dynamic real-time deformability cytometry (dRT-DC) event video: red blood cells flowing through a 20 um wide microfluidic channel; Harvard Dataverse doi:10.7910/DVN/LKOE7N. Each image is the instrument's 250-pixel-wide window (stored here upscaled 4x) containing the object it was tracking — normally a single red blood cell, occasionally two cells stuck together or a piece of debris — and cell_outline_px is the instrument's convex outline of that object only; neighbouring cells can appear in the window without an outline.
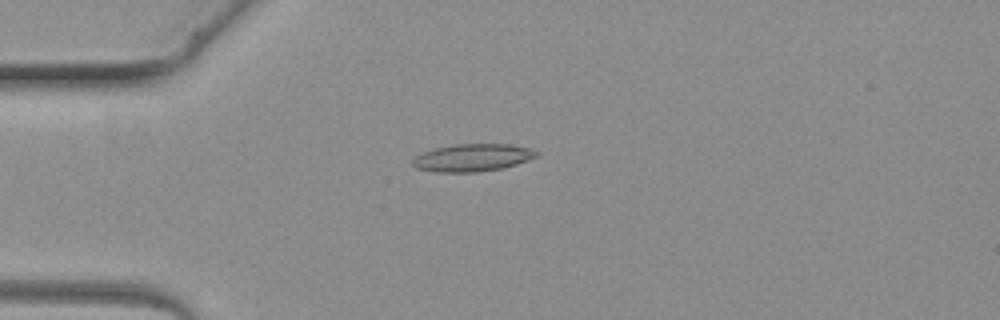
{"species": "common noctule bat (a hibernating species)", "species_latin": "Nyctalus noctula", "temperature_condition": "warm", "stored_images_in_passage": 4, "camera_frame_rate_fps": 3000, "um_per_image_px": 0.085, "animal": {"sex": "female", "body_mass_g": 19.3, "forearm_length_mm": 54.1}, "frame": {"image": 1, "passage_image": 3, "time_ms": 3.333, "image_size_px": [1000, 320], "cell_outline_px": [[540, 156], [516, 164], [500, 168], [476, 172], [436, 172], [416, 168], [412, 164], [412, 160], [416, 156], [424, 152], [436, 148], [452, 144], [508, 144], [532, 148], [540, 152]], "centroid_in_image_um": [40.2, 13.39], "position_along_channel_um": 44.8, "area_um2": 19.88}}